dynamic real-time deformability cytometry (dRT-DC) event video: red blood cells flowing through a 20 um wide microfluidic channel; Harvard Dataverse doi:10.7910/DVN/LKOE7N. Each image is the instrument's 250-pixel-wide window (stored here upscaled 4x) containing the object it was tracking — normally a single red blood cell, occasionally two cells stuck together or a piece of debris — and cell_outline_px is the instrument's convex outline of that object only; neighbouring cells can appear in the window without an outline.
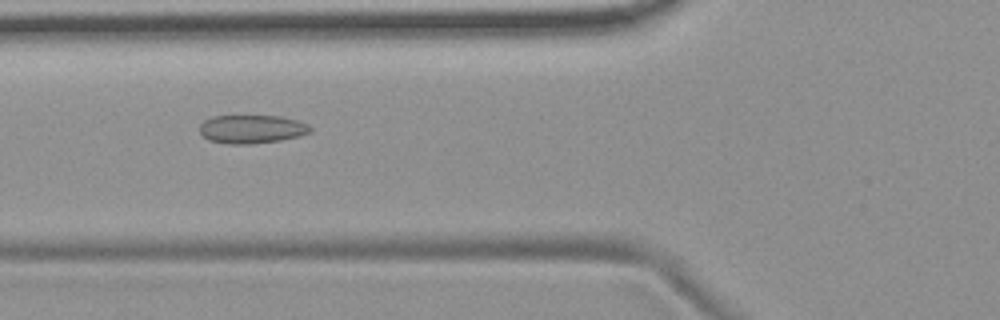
{"species": "common noctule bat (a hibernating species)", "species_latin": "Nyctalus noctula", "temperature_condition": "room temperature", "stored_images_in_passage": 55, "camera_frame_rate_fps": 3000, "um_per_image_px": 0.085, "animal": {"sex": "female", "body_mass_g": 19.9}, "frame": {"image": 1, "passage_image": 21, "time_ms": 6.667, "image_size_px": [1000, 320], "cell_outline_px": [[312, 132], [300, 136], [280, 140], [248, 144], [228, 144], [208, 140], [200, 132], [200, 124], [204, 120], [212, 116], [280, 116], [296, 120], [308, 124], [312, 128]], "centroid_in_image_um": [21.4, 10.97], "position_along_channel_um": 104.4, "area_um2": 18.38}}
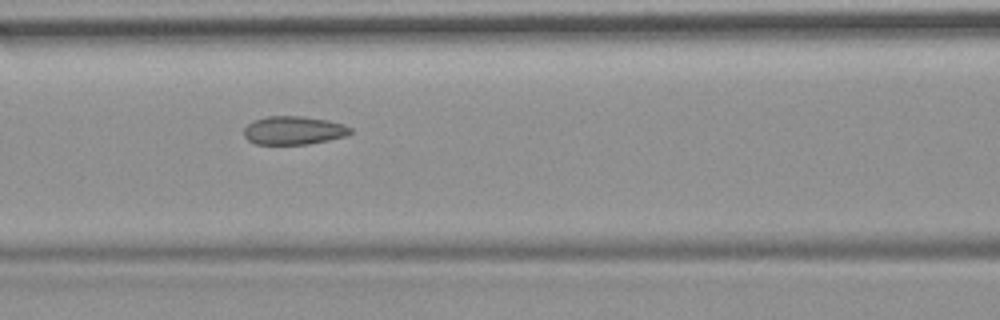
{"frame": {"image": 2, "passage_image": 24, "time_ms": 7.667, "image_size_px": [1000, 320], "cell_outline_px": [[352, 132], [348, 136], [308, 144], [256, 144], [248, 140], [244, 136], [244, 128], [252, 120], [268, 116], [304, 116], [328, 120], [344, 124], [352, 128]], "centroid_in_image_um": [24.98, 11.08], "position_along_channel_um": 141.6, "area_um2": 17.8}}
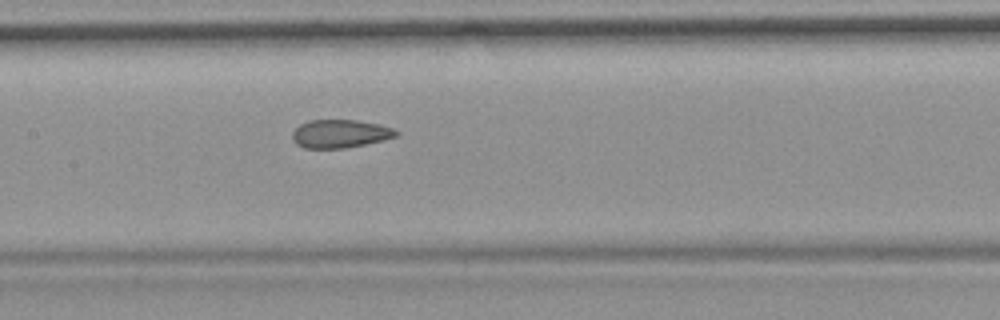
{"frame": {"image": 3, "passage_image": 27, "time_ms": 8.667, "image_size_px": [1000, 320], "cell_outline_px": [[400, 132], [396, 136], [384, 140], [344, 148], [304, 148], [296, 144], [292, 140], [292, 132], [300, 124], [308, 120], [356, 120], [380, 124], [392, 128]], "centroid_in_image_um": [28.89, 11.36], "position_along_channel_um": 178.5, "area_um2": 17.11}, "authors_computed_cell_mechanics": {"area_um2": 18.5538, "velocity_mm_per_s": 3.6983, "shape_relaxation_time_tau1_ms": null, "shape_relaxation_time_tau2_ms": 1.562, "deformation_change_tau1": null, "deformation_change_tau2": 0.0677}}